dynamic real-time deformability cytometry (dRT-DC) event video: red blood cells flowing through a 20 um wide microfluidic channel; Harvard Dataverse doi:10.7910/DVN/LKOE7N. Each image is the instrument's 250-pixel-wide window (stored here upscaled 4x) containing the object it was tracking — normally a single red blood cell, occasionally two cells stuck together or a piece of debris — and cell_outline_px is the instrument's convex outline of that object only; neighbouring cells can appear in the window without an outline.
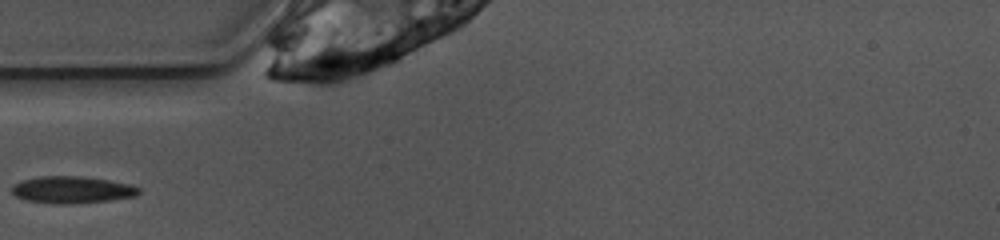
{"species": "common noctule bat (a hibernating species)", "species_latin": "Nyctalus noctula", "temperature_condition": "warm", "stored_images_in_passage": 23, "camera_frame_rate_fps": 3000, "um_per_image_px": 0.085, "animal": {"sex": "female", "body_mass_g": 10.0, "forearm_length_mm": 53.1}, "frame": {"image": 1, "passage_image": 1, "time_ms": 0.0, "image_size_px": [1000, 240], "cell_outline_px": [[140, 192], [136, 196], [108, 200], [76, 204], [56, 204], [28, 200], [16, 196], [12, 192], [12, 184], [24, 180], [40, 176], [80, 176], [108, 180], [132, 184], [140, 188]], "centroid_in_image_um": [6.15, 16.13], "position_along_channel_um": 78.9, "area_um2": 19.94}}
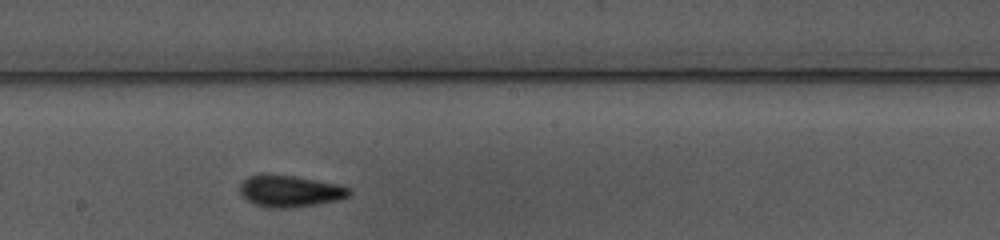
{"frame": {"image": 2, "passage_image": 12, "time_ms": 3.667, "image_size_px": [1000, 240], "cell_outline_px": [[352, 192], [348, 196], [340, 200], [284, 208], [276, 208], [256, 204], [248, 200], [240, 192], [240, 184], [248, 176], [296, 176], [336, 184], [352, 188]], "centroid_in_image_um": [24.7, 16.25], "position_along_channel_um": 223.5, "area_um2": 19.42}}
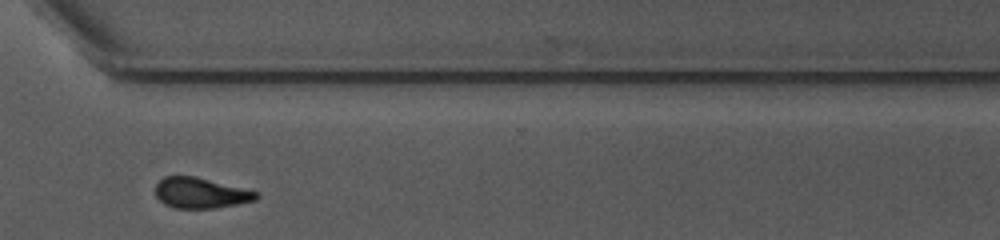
{"frame": {"image": 3, "passage_image": 22, "time_ms": 7.0, "image_size_px": [1000, 240], "cell_outline_px": [[260, 196], [256, 200], [216, 208], [176, 208], [164, 204], [156, 196], [156, 184], [164, 176], [196, 176], [260, 192]], "centroid_in_image_um": [17.08, 16.4], "position_along_channel_um": 353.5, "area_um2": 18.03}}